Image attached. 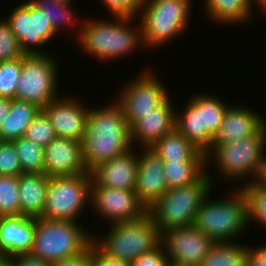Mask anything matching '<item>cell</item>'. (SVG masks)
<instances>
[{
	"label": "cell",
	"instance_id": "cell-1",
	"mask_svg": "<svg viewBox=\"0 0 266 266\" xmlns=\"http://www.w3.org/2000/svg\"><path fill=\"white\" fill-rule=\"evenodd\" d=\"M104 18L83 17L80 34L75 43H78L79 50L88 54L89 58H95L98 63L99 60L102 63L110 60L116 62L125 56H134L133 53L140 49L145 50L138 17ZM136 21L138 24H135Z\"/></svg>",
	"mask_w": 266,
	"mask_h": 266
},
{
	"label": "cell",
	"instance_id": "cell-2",
	"mask_svg": "<svg viewBox=\"0 0 266 266\" xmlns=\"http://www.w3.org/2000/svg\"><path fill=\"white\" fill-rule=\"evenodd\" d=\"M107 104L96 108L90 104L87 115L82 147L84 163L89 172L100 163L124 154L133 147L131 129L122 108L115 100Z\"/></svg>",
	"mask_w": 266,
	"mask_h": 266
},
{
	"label": "cell",
	"instance_id": "cell-3",
	"mask_svg": "<svg viewBox=\"0 0 266 266\" xmlns=\"http://www.w3.org/2000/svg\"><path fill=\"white\" fill-rule=\"evenodd\" d=\"M205 154L206 172L215 186L219 178L224 183L225 180L227 183H237L238 187L253 182L266 157V125L257 134L247 138L211 146ZM209 165L213 166V173L216 171L215 176L208 170L211 169Z\"/></svg>",
	"mask_w": 266,
	"mask_h": 266
},
{
	"label": "cell",
	"instance_id": "cell-4",
	"mask_svg": "<svg viewBox=\"0 0 266 266\" xmlns=\"http://www.w3.org/2000/svg\"><path fill=\"white\" fill-rule=\"evenodd\" d=\"M236 185L228 189L227 197L219 199L213 198L212 190L196 213L193 225L215 243L239 241L249 229L248 200L242 187Z\"/></svg>",
	"mask_w": 266,
	"mask_h": 266
},
{
	"label": "cell",
	"instance_id": "cell-5",
	"mask_svg": "<svg viewBox=\"0 0 266 266\" xmlns=\"http://www.w3.org/2000/svg\"><path fill=\"white\" fill-rule=\"evenodd\" d=\"M194 1V0H193ZM192 0H143L138 14L142 41L150 50L173 42L187 30L191 21ZM152 48V49H151Z\"/></svg>",
	"mask_w": 266,
	"mask_h": 266
},
{
	"label": "cell",
	"instance_id": "cell-6",
	"mask_svg": "<svg viewBox=\"0 0 266 266\" xmlns=\"http://www.w3.org/2000/svg\"><path fill=\"white\" fill-rule=\"evenodd\" d=\"M215 188L217 187L206 172L190 185L168 189L147 209V213L160 234L170 229L192 226L198 209Z\"/></svg>",
	"mask_w": 266,
	"mask_h": 266
},
{
	"label": "cell",
	"instance_id": "cell-7",
	"mask_svg": "<svg viewBox=\"0 0 266 266\" xmlns=\"http://www.w3.org/2000/svg\"><path fill=\"white\" fill-rule=\"evenodd\" d=\"M80 222L37 217L34 241L29 253L48 262L84 253L93 242L94 232L91 227L89 230L82 227Z\"/></svg>",
	"mask_w": 266,
	"mask_h": 266
},
{
	"label": "cell",
	"instance_id": "cell-8",
	"mask_svg": "<svg viewBox=\"0 0 266 266\" xmlns=\"http://www.w3.org/2000/svg\"><path fill=\"white\" fill-rule=\"evenodd\" d=\"M105 235L93 234V242L108 256L129 264L161 243V234L147 213L135 221L109 224Z\"/></svg>",
	"mask_w": 266,
	"mask_h": 266
},
{
	"label": "cell",
	"instance_id": "cell-9",
	"mask_svg": "<svg viewBox=\"0 0 266 266\" xmlns=\"http://www.w3.org/2000/svg\"><path fill=\"white\" fill-rule=\"evenodd\" d=\"M57 61L52 53L26 54L15 99L27 101L43 110L52 100L60 97L58 82L61 69Z\"/></svg>",
	"mask_w": 266,
	"mask_h": 266
},
{
	"label": "cell",
	"instance_id": "cell-10",
	"mask_svg": "<svg viewBox=\"0 0 266 266\" xmlns=\"http://www.w3.org/2000/svg\"><path fill=\"white\" fill-rule=\"evenodd\" d=\"M91 184L90 172L50 177L46 205L41 217L49 220L78 222L84 214L83 211H86V206L90 208Z\"/></svg>",
	"mask_w": 266,
	"mask_h": 266
},
{
	"label": "cell",
	"instance_id": "cell-11",
	"mask_svg": "<svg viewBox=\"0 0 266 266\" xmlns=\"http://www.w3.org/2000/svg\"><path fill=\"white\" fill-rule=\"evenodd\" d=\"M152 68L146 66L133 79L131 76L120 91H117V97H113L122 108L130 128L170 95L168 87Z\"/></svg>",
	"mask_w": 266,
	"mask_h": 266
},
{
	"label": "cell",
	"instance_id": "cell-12",
	"mask_svg": "<svg viewBox=\"0 0 266 266\" xmlns=\"http://www.w3.org/2000/svg\"><path fill=\"white\" fill-rule=\"evenodd\" d=\"M15 5L4 19L19 39L22 50L25 54H49L50 52L44 49L45 44L49 45L50 41L58 36L53 31L50 20L27 0Z\"/></svg>",
	"mask_w": 266,
	"mask_h": 266
},
{
	"label": "cell",
	"instance_id": "cell-13",
	"mask_svg": "<svg viewBox=\"0 0 266 266\" xmlns=\"http://www.w3.org/2000/svg\"><path fill=\"white\" fill-rule=\"evenodd\" d=\"M90 208L100 219L109 224L135 221L147 214L134 190L109 187H91ZM105 220V221H104Z\"/></svg>",
	"mask_w": 266,
	"mask_h": 266
},
{
	"label": "cell",
	"instance_id": "cell-14",
	"mask_svg": "<svg viewBox=\"0 0 266 266\" xmlns=\"http://www.w3.org/2000/svg\"><path fill=\"white\" fill-rule=\"evenodd\" d=\"M168 261L183 266H199L215 242L194 225L170 229L161 234Z\"/></svg>",
	"mask_w": 266,
	"mask_h": 266
},
{
	"label": "cell",
	"instance_id": "cell-15",
	"mask_svg": "<svg viewBox=\"0 0 266 266\" xmlns=\"http://www.w3.org/2000/svg\"><path fill=\"white\" fill-rule=\"evenodd\" d=\"M62 94L52 100L42 111L49 118L57 137L82 141L90 104L87 106L84 99H79L80 96Z\"/></svg>",
	"mask_w": 266,
	"mask_h": 266
},
{
	"label": "cell",
	"instance_id": "cell-16",
	"mask_svg": "<svg viewBox=\"0 0 266 266\" xmlns=\"http://www.w3.org/2000/svg\"><path fill=\"white\" fill-rule=\"evenodd\" d=\"M163 165V160L153 150L150 148H139L138 170L134 191L140 202L147 209L169 189Z\"/></svg>",
	"mask_w": 266,
	"mask_h": 266
},
{
	"label": "cell",
	"instance_id": "cell-17",
	"mask_svg": "<svg viewBox=\"0 0 266 266\" xmlns=\"http://www.w3.org/2000/svg\"><path fill=\"white\" fill-rule=\"evenodd\" d=\"M89 172L83 159L82 141L57 137L44 147V173L48 177Z\"/></svg>",
	"mask_w": 266,
	"mask_h": 266
},
{
	"label": "cell",
	"instance_id": "cell-18",
	"mask_svg": "<svg viewBox=\"0 0 266 266\" xmlns=\"http://www.w3.org/2000/svg\"><path fill=\"white\" fill-rule=\"evenodd\" d=\"M139 147H132L109 161L97 165L90 171L91 187H109L134 190L138 170Z\"/></svg>",
	"mask_w": 266,
	"mask_h": 266
},
{
	"label": "cell",
	"instance_id": "cell-19",
	"mask_svg": "<svg viewBox=\"0 0 266 266\" xmlns=\"http://www.w3.org/2000/svg\"><path fill=\"white\" fill-rule=\"evenodd\" d=\"M241 105H230L223 116V120L211 146L229 144L257 134L265 125L266 117L252 108ZM247 106V107H246Z\"/></svg>",
	"mask_w": 266,
	"mask_h": 266
},
{
	"label": "cell",
	"instance_id": "cell-20",
	"mask_svg": "<svg viewBox=\"0 0 266 266\" xmlns=\"http://www.w3.org/2000/svg\"><path fill=\"white\" fill-rule=\"evenodd\" d=\"M169 95L153 111L144 114L130 129L133 147L150 148L175 127L176 104Z\"/></svg>",
	"mask_w": 266,
	"mask_h": 266
},
{
	"label": "cell",
	"instance_id": "cell-21",
	"mask_svg": "<svg viewBox=\"0 0 266 266\" xmlns=\"http://www.w3.org/2000/svg\"><path fill=\"white\" fill-rule=\"evenodd\" d=\"M36 218L0 216V255L13 257L29 253L35 235Z\"/></svg>",
	"mask_w": 266,
	"mask_h": 266
},
{
	"label": "cell",
	"instance_id": "cell-22",
	"mask_svg": "<svg viewBox=\"0 0 266 266\" xmlns=\"http://www.w3.org/2000/svg\"><path fill=\"white\" fill-rule=\"evenodd\" d=\"M179 111H175V127L185 136L196 148L206 153L212 145L214 135L203 128L202 119V92L196 93L187 99Z\"/></svg>",
	"mask_w": 266,
	"mask_h": 266
},
{
	"label": "cell",
	"instance_id": "cell-23",
	"mask_svg": "<svg viewBox=\"0 0 266 266\" xmlns=\"http://www.w3.org/2000/svg\"><path fill=\"white\" fill-rule=\"evenodd\" d=\"M202 6L203 16L208 18L207 21L213 25L216 23V26L223 24L222 26L228 27L252 24L258 17L256 13L259 9L254 0H204Z\"/></svg>",
	"mask_w": 266,
	"mask_h": 266
},
{
	"label": "cell",
	"instance_id": "cell-24",
	"mask_svg": "<svg viewBox=\"0 0 266 266\" xmlns=\"http://www.w3.org/2000/svg\"><path fill=\"white\" fill-rule=\"evenodd\" d=\"M49 179L45 173H21L18 176L20 215L42 216Z\"/></svg>",
	"mask_w": 266,
	"mask_h": 266
},
{
	"label": "cell",
	"instance_id": "cell-25",
	"mask_svg": "<svg viewBox=\"0 0 266 266\" xmlns=\"http://www.w3.org/2000/svg\"><path fill=\"white\" fill-rule=\"evenodd\" d=\"M163 161H206V154L196 148L174 127L151 147Z\"/></svg>",
	"mask_w": 266,
	"mask_h": 266
},
{
	"label": "cell",
	"instance_id": "cell-26",
	"mask_svg": "<svg viewBox=\"0 0 266 266\" xmlns=\"http://www.w3.org/2000/svg\"><path fill=\"white\" fill-rule=\"evenodd\" d=\"M27 1L38 11L45 14V17L51 22L53 31L58 36L61 35L60 34L61 31L63 34L66 29L74 30L76 27L75 29L76 31H73L72 34L74 35V37L76 34L75 41L78 39L82 23L81 20L83 19L79 17L78 14L79 11L75 10L77 8L75 4L62 3L56 0H27Z\"/></svg>",
	"mask_w": 266,
	"mask_h": 266
},
{
	"label": "cell",
	"instance_id": "cell-27",
	"mask_svg": "<svg viewBox=\"0 0 266 266\" xmlns=\"http://www.w3.org/2000/svg\"><path fill=\"white\" fill-rule=\"evenodd\" d=\"M40 111L34 104L27 101L12 99L11 108L7 117L0 124L2 141H13L23 137L33 118Z\"/></svg>",
	"mask_w": 266,
	"mask_h": 266
},
{
	"label": "cell",
	"instance_id": "cell-28",
	"mask_svg": "<svg viewBox=\"0 0 266 266\" xmlns=\"http://www.w3.org/2000/svg\"><path fill=\"white\" fill-rule=\"evenodd\" d=\"M248 245L239 241L217 242L199 266H246Z\"/></svg>",
	"mask_w": 266,
	"mask_h": 266
},
{
	"label": "cell",
	"instance_id": "cell-29",
	"mask_svg": "<svg viewBox=\"0 0 266 266\" xmlns=\"http://www.w3.org/2000/svg\"><path fill=\"white\" fill-rule=\"evenodd\" d=\"M168 188L190 185L206 173V161H163Z\"/></svg>",
	"mask_w": 266,
	"mask_h": 266
},
{
	"label": "cell",
	"instance_id": "cell-30",
	"mask_svg": "<svg viewBox=\"0 0 266 266\" xmlns=\"http://www.w3.org/2000/svg\"><path fill=\"white\" fill-rule=\"evenodd\" d=\"M11 142L19 157L22 173H44V147L24 137Z\"/></svg>",
	"mask_w": 266,
	"mask_h": 266
},
{
	"label": "cell",
	"instance_id": "cell-31",
	"mask_svg": "<svg viewBox=\"0 0 266 266\" xmlns=\"http://www.w3.org/2000/svg\"><path fill=\"white\" fill-rule=\"evenodd\" d=\"M220 97L210 93H202V119L203 128H207L215 135L223 120V116L229 107Z\"/></svg>",
	"mask_w": 266,
	"mask_h": 266
},
{
	"label": "cell",
	"instance_id": "cell-32",
	"mask_svg": "<svg viewBox=\"0 0 266 266\" xmlns=\"http://www.w3.org/2000/svg\"><path fill=\"white\" fill-rule=\"evenodd\" d=\"M248 200V225L257 223L266 229V190L254 182L241 186ZM254 221V222H253Z\"/></svg>",
	"mask_w": 266,
	"mask_h": 266
},
{
	"label": "cell",
	"instance_id": "cell-33",
	"mask_svg": "<svg viewBox=\"0 0 266 266\" xmlns=\"http://www.w3.org/2000/svg\"><path fill=\"white\" fill-rule=\"evenodd\" d=\"M0 216H20L19 184L16 176H0Z\"/></svg>",
	"mask_w": 266,
	"mask_h": 266
},
{
	"label": "cell",
	"instance_id": "cell-34",
	"mask_svg": "<svg viewBox=\"0 0 266 266\" xmlns=\"http://www.w3.org/2000/svg\"><path fill=\"white\" fill-rule=\"evenodd\" d=\"M22 67L23 57L0 62V97L15 98Z\"/></svg>",
	"mask_w": 266,
	"mask_h": 266
},
{
	"label": "cell",
	"instance_id": "cell-35",
	"mask_svg": "<svg viewBox=\"0 0 266 266\" xmlns=\"http://www.w3.org/2000/svg\"><path fill=\"white\" fill-rule=\"evenodd\" d=\"M23 137L46 147L57 138V135L47 115L40 110L26 129Z\"/></svg>",
	"mask_w": 266,
	"mask_h": 266
},
{
	"label": "cell",
	"instance_id": "cell-36",
	"mask_svg": "<svg viewBox=\"0 0 266 266\" xmlns=\"http://www.w3.org/2000/svg\"><path fill=\"white\" fill-rule=\"evenodd\" d=\"M19 39L11 30L10 25L2 16L0 19V62L24 57Z\"/></svg>",
	"mask_w": 266,
	"mask_h": 266
},
{
	"label": "cell",
	"instance_id": "cell-37",
	"mask_svg": "<svg viewBox=\"0 0 266 266\" xmlns=\"http://www.w3.org/2000/svg\"><path fill=\"white\" fill-rule=\"evenodd\" d=\"M22 173L20 160L14 144L2 141L0 144V176H16Z\"/></svg>",
	"mask_w": 266,
	"mask_h": 266
},
{
	"label": "cell",
	"instance_id": "cell-38",
	"mask_svg": "<svg viewBox=\"0 0 266 266\" xmlns=\"http://www.w3.org/2000/svg\"><path fill=\"white\" fill-rule=\"evenodd\" d=\"M143 0H102V4L112 16L137 17Z\"/></svg>",
	"mask_w": 266,
	"mask_h": 266
},
{
	"label": "cell",
	"instance_id": "cell-39",
	"mask_svg": "<svg viewBox=\"0 0 266 266\" xmlns=\"http://www.w3.org/2000/svg\"><path fill=\"white\" fill-rule=\"evenodd\" d=\"M168 262L165 247L160 243L153 250L141 254L130 266H166Z\"/></svg>",
	"mask_w": 266,
	"mask_h": 266
},
{
	"label": "cell",
	"instance_id": "cell-40",
	"mask_svg": "<svg viewBox=\"0 0 266 266\" xmlns=\"http://www.w3.org/2000/svg\"><path fill=\"white\" fill-rule=\"evenodd\" d=\"M90 266H130L126 261L111 258L94 242L90 244Z\"/></svg>",
	"mask_w": 266,
	"mask_h": 266
},
{
	"label": "cell",
	"instance_id": "cell-41",
	"mask_svg": "<svg viewBox=\"0 0 266 266\" xmlns=\"http://www.w3.org/2000/svg\"><path fill=\"white\" fill-rule=\"evenodd\" d=\"M246 266H266V244L247 246Z\"/></svg>",
	"mask_w": 266,
	"mask_h": 266
},
{
	"label": "cell",
	"instance_id": "cell-42",
	"mask_svg": "<svg viewBox=\"0 0 266 266\" xmlns=\"http://www.w3.org/2000/svg\"><path fill=\"white\" fill-rule=\"evenodd\" d=\"M51 266H90V246L82 254L51 262Z\"/></svg>",
	"mask_w": 266,
	"mask_h": 266
},
{
	"label": "cell",
	"instance_id": "cell-43",
	"mask_svg": "<svg viewBox=\"0 0 266 266\" xmlns=\"http://www.w3.org/2000/svg\"><path fill=\"white\" fill-rule=\"evenodd\" d=\"M14 266H51V262L36 257L30 253L11 257Z\"/></svg>",
	"mask_w": 266,
	"mask_h": 266
},
{
	"label": "cell",
	"instance_id": "cell-44",
	"mask_svg": "<svg viewBox=\"0 0 266 266\" xmlns=\"http://www.w3.org/2000/svg\"><path fill=\"white\" fill-rule=\"evenodd\" d=\"M253 182L260 188L266 190V157L263 163L260 165L257 176Z\"/></svg>",
	"mask_w": 266,
	"mask_h": 266
},
{
	"label": "cell",
	"instance_id": "cell-45",
	"mask_svg": "<svg viewBox=\"0 0 266 266\" xmlns=\"http://www.w3.org/2000/svg\"><path fill=\"white\" fill-rule=\"evenodd\" d=\"M12 99L0 97V124L5 117L9 114Z\"/></svg>",
	"mask_w": 266,
	"mask_h": 266
},
{
	"label": "cell",
	"instance_id": "cell-46",
	"mask_svg": "<svg viewBox=\"0 0 266 266\" xmlns=\"http://www.w3.org/2000/svg\"><path fill=\"white\" fill-rule=\"evenodd\" d=\"M0 266H14L12 258L2 256L0 258Z\"/></svg>",
	"mask_w": 266,
	"mask_h": 266
},
{
	"label": "cell",
	"instance_id": "cell-47",
	"mask_svg": "<svg viewBox=\"0 0 266 266\" xmlns=\"http://www.w3.org/2000/svg\"><path fill=\"white\" fill-rule=\"evenodd\" d=\"M254 1L258 4L259 11L264 16L266 13V0H254Z\"/></svg>",
	"mask_w": 266,
	"mask_h": 266
},
{
	"label": "cell",
	"instance_id": "cell-48",
	"mask_svg": "<svg viewBox=\"0 0 266 266\" xmlns=\"http://www.w3.org/2000/svg\"><path fill=\"white\" fill-rule=\"evenodd\" d=\"M58 2H62V3H68V4H74L76 2V0H56Z\"/></svg>",
	"mask_w": 266,
	"mask_h": 266
},
{
	"label": "cell",
	"instance_id": "cell-49",
	"mask_svg": "<svg viewBox=\"0 0 266 266\" xmlns=\"http://www.w3.org/2000/svg\"><path fill=\"white\" fill-rule=\"evenodd\" d=\"M166 266H183V265H178L172 262H168Z\"/></svg>",
	"mask_w": 266,
	"mask_h": 266
}]
</instances>
